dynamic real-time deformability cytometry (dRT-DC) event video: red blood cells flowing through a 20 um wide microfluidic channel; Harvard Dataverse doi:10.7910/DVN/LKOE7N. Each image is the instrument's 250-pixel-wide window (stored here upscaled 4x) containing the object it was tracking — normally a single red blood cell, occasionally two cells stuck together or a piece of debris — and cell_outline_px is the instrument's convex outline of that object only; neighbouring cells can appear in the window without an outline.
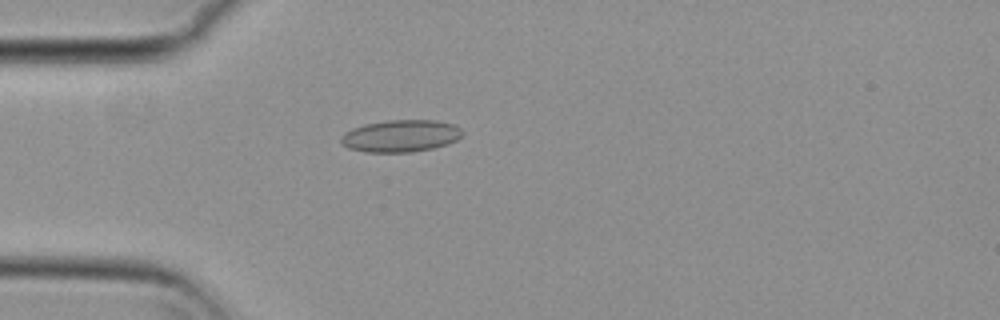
{"species": "common noctule bat (a hibernating species)", "species_latin": "Nyctalus noctula", "temperature_condition": "cold", "stored_images_in_passage": 55, "camera_frame_rate_fps": 3000, "um_per_image_px": 0.085, "animal": {"sex": "female", "body_mass_g": 29.2, "forearm_length_mm": 56.3}, "frame": {"image": 1, "passage_image": 15, "time_ms": 4.667, "image_size_px": [1000, 320], "cell_outline_px": [[464, 132], [456, 140], [448, 144], [432, 148], [412, 152], [364, 152], [348, 148], [340, 144], [340, 136], [344, 132], [352, 128], [364, 124], [388, 120], [436, 120], [452, 124], [460, 128]], "centroid_in_image_um": [34.01, 11.55], "position_along_channel_um": 51.0, "area_um2": 22.89}}
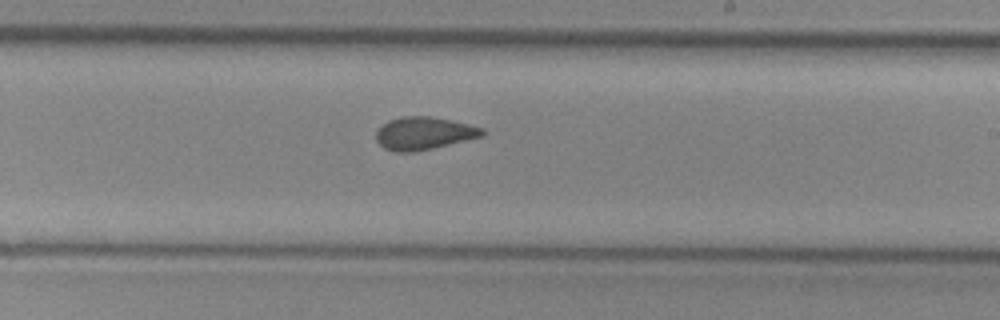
{"frame": {"image": 2, "passage_image": 32, "time_ms": 10.333, "image_size_px": [1000, 320], "cell_outline_px": [[488, 132], [484, 136], [416, 152], [396, 152], [384, 148], [376, 140], [376, 132], [380, 124], [388, 120], [400, 116], [432, 116], [452, 120], [484, 128]], "centroid_in_image_um": [36.04, 11.32], "position_along_channel_um": 253.0, "area_um2": 20.63}}
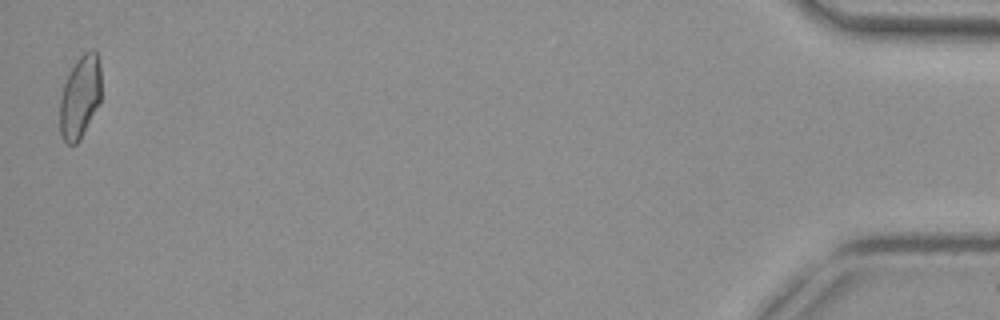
{"frame": {"image": 3, "passage_image": 54, "time_ms": 17.667, "image_size_px": [1000, 320], "cell_outline_px": [[100, 104], [80, 140], [76, 144], [68, 144], [64, 140], [60, 132], [60, 96], [64, 84], [76, 60], [84, 52], [92, 48], [96, 48], [100, 68]], "centroid_in_image_um": [6.82, 8.23], "position_along_channel_um": 428.4, "area_um2": 20.06}, "authors_computed_cell_mechanics": {"area_um2": 20.519, "velocity_mm_per_s": 3.7471, "shape_relaxation_time_tau1_ms": null, "shape_relaxation_time_tau2_ms": 1.7939, "deformation_change_tau1": null, "deformation_change_tau2": 0.0721}}